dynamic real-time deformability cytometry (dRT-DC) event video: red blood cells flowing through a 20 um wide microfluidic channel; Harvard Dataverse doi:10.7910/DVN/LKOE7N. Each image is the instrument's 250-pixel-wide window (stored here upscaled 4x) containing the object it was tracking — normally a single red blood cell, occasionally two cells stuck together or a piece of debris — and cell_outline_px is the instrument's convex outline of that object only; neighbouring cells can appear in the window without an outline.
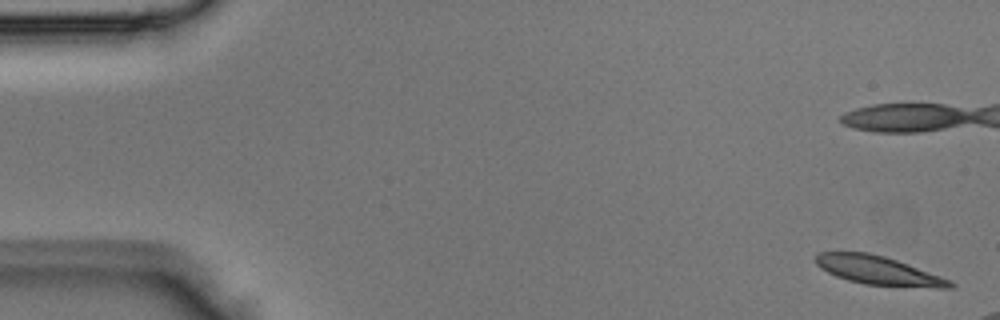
{"species": "Egyptian fruit bat (a non-hibernating species)", "species_latin": "Rousettus aegyptiacus", "temperature_condition": "room temperature", "stored_images_in_passage": 4, "camera_frame_rate_fps": 3000, "um_per_image_px": 0.085, "animal": {"sex": "male"}, "frame": {"image": 1, "passage_image": 1, "time_ms": 0.0, "image_size_px": [1000, 320], "cell_outline_px": [[956, 284], [952, 288], [936, 288], [864, 284], [848, 280], [836, 276], [820, 268], [816, 264], [816, 256], [820, 252], [868, 252], [884, 256], [896, 260], [952, 280]], "centroid_in_image_um": [74.68, 22.99], "position_along_channel_um": 10.3, "area_um2": 22.31}}